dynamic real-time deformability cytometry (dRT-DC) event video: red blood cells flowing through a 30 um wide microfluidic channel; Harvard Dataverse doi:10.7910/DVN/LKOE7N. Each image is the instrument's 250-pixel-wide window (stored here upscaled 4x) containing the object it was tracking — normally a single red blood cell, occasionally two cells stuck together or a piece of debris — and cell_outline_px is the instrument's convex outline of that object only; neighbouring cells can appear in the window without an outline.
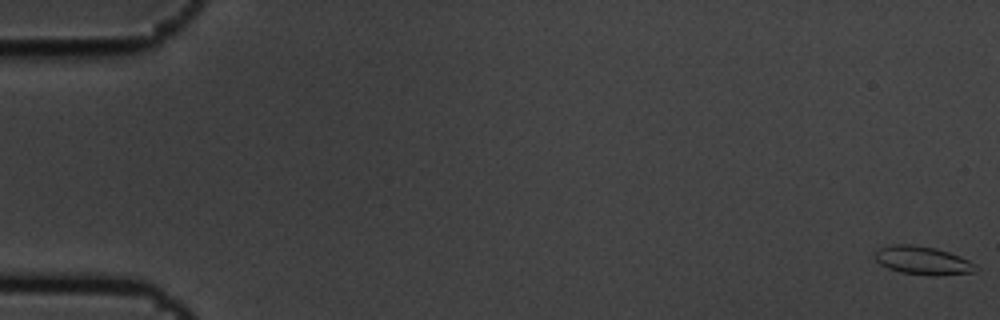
{"species": "common noctule bat (a hibernating species)", "species_latin": "Nyctalus noctula", "temperature_condition": "cold", "stored_images_in_passage": 7, "camera_frame_rate_fps": 3000, "um_per_image_px": 0.085, "animal": {"sex": "male", "body_mass_g": 19.5, "forearm_length_mm": 54.6}, "frame": {"image": 1, "passage_image": 1, "time_ms": 0.0, "image_size_px": [1000, 320], "cell_outline_px": [[980, 268], [976, 272], [932, 276], [900, 272], [888, 268], [880, 264], [872, 256], [880, 248], [892, 244], [912, 244], [936, 248], [960, 256], [968, 260]], "centroid_in_image_um": [78.43, 22.14], "position_along_channel_um": 6.6, "area_um2": 16.76}}
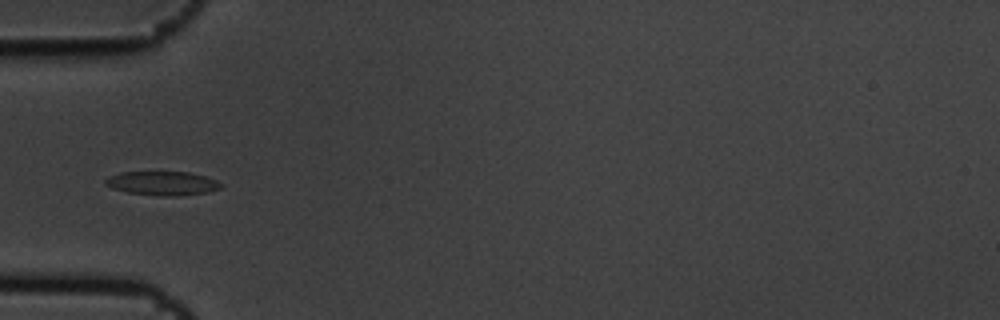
{"frame": {"image": 2, "passage_image": 6, "time_ms": 1.667, "image_size_px": [1000, 320], "cell_outline_px": [[224, 184], [220, 188], [208, 192], [172, 196], [160, 196], [128, 192], [112, 188], [104, 184], [104, 180], [108, 176], [120, 172], [188, 172], [204, 176], [216, 180]], "centroid_in_image_um": [13.78, 15.57], "position_along_channel_um": 71.2, "area_um2": 16.07}}
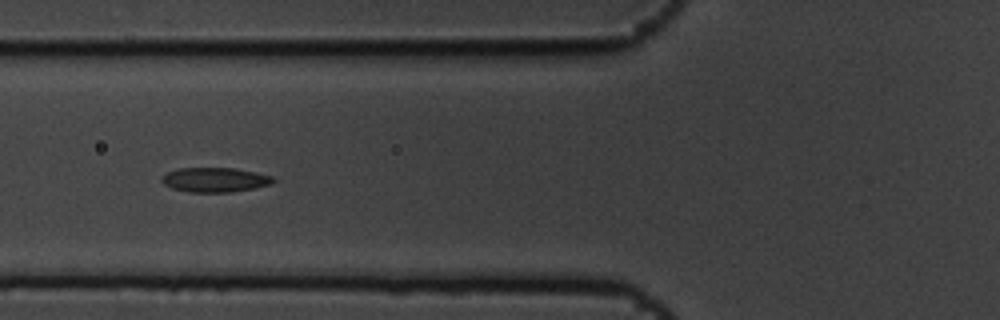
{"frame": {"image": 3, "passage_image": 7, "time_ms": 2.0, "image_size_px": [1000, 320], "cell_outline_px": [[276, 180], [272, 184], [256, 188], [232, 192], [188, 192], [172, 188], [164, 184], [160, 180], [160, 176], [176, 168], [232, 168], [256, 172], [272, 176]], "centroid_in_image_um": [18.26, 15.28], "position_along_channel_um": 107.5, "area_um2": 16.13}}